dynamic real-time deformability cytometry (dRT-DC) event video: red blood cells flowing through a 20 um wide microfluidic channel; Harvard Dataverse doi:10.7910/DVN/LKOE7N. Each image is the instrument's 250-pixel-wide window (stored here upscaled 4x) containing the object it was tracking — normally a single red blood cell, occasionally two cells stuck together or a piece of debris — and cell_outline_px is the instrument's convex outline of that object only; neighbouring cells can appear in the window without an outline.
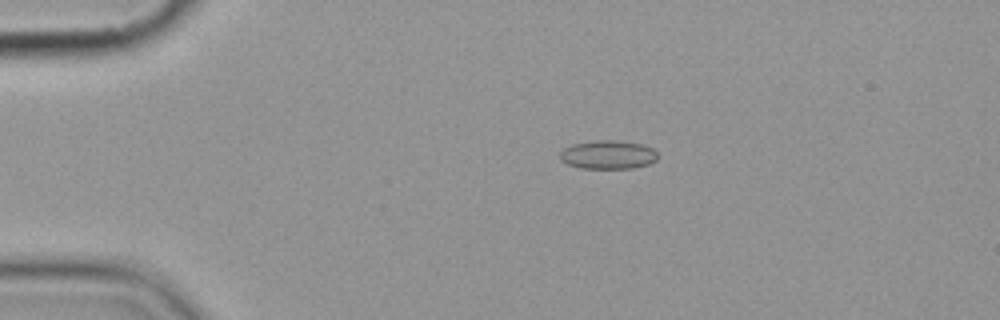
{"species": "common noctule bat (a hibernating species)", "species_latin": "Nyctalus noctula", "temperature_condition": "cold", "stored_images_in_passage": 8, "camera_frame_rate_fps": 3000, "um_per_image_px": 0.085, "animal": {"sex": "female", "body_mass_g": 19.9}, "frame": {"image": 1, "passage_image": 1, "time_ms": 0.0, "image_size_px": [1000, 320], "cell_outline_px": [[656, 160], [648, 164], [632, 168], [580, 168], [568, 164], [560, 160], [560, 152], [564, 148], [572, 144], [596, 140], [616, 140], [644, 144], [652, 148], [656, 152]], "centroid_in_image_um": [51.67, 13.14], "position_along_channel_um": 33.3, "area_um2": 16.3}}
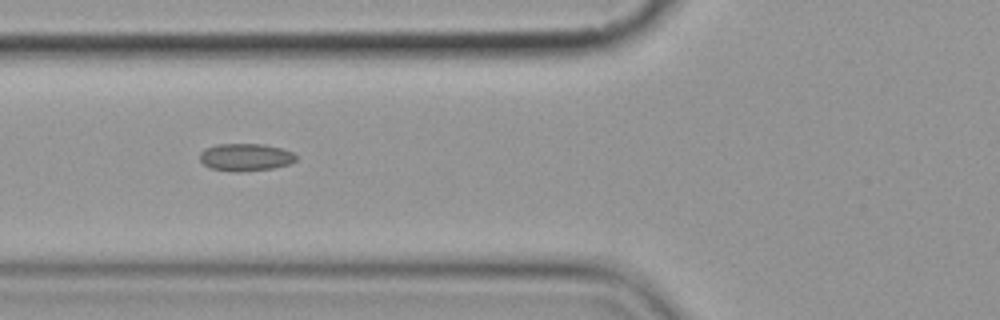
{"frame": {"image": 2, "passage_image": 4, "time_ms": 3.333, "image_size_px": [1000, 320], "cell_outline_px": [[296, 160], [288, 164], [272, 168], [240, 172], [232, 172], [212, 168], [204, 164], [200, 160], [200, 152], [204, 148], [216, 144], [264, 144], [280, 148], [292, 152], [296, 156]], "centroid_in_image_um": [20.84, 13.36], "position_along_channel_um": 105.0, "area_um2": 15.37}}
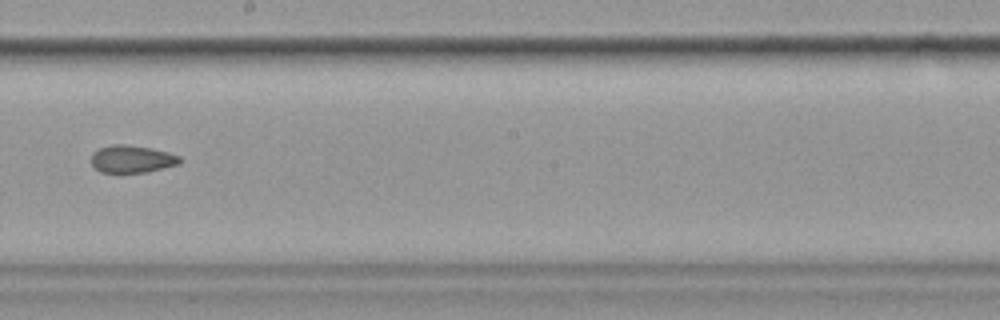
{"frame": {"image": 3, "passage_image": 7, "time_ms": 7.0, "image_size_px": [1000, 320], "cell_outline_px": [[184, 160], [180, 164], [148, 172], [100, 172], [92, 164], [92, 152], [100, 148], [112, 144], [124, 144], [152, 148], [168, 152], [180, 156]], "centroid_in_image_um": [11.26, 13.51], "position_along_channel_um": 236.9, "area_um2": 14.28}}